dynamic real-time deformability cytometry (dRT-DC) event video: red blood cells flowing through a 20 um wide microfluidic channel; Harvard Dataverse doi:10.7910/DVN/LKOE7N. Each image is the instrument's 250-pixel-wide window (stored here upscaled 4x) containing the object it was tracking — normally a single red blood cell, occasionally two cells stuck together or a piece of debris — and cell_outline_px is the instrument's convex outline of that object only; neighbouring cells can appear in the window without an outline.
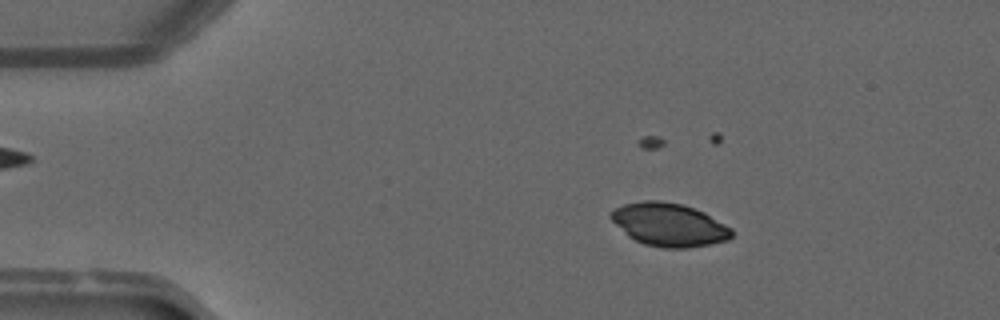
{"species": "common noctule bat (a hibernating species)", "species_latin": "Nyctalus noctula", "temperature_condition": "warm", "stored_images_in_passage": 10, "camera_frame_rate_fps": 3000, "um_per_image_px": 0.085, "animal": {"sex": "male", "forearm_length_mm": 52.5}, "frame": {"image": 1, "passage_image": 1, "time_ms": 0.0, "image_size_px": [1000, 320], "cell_outline_px": [[732, 236], [728, 240], [688, 248], [664, 248], [644, 244], [628, 236], [608, 216], [616, 208], [624, 204], [644, 200], [660, 200], [680, 204], [704, 212], [732, 228]], "centroid_in_image_um": [56.87, 19.1], "position_along_channel_um": 28.1, "area_um2": 30.11}}